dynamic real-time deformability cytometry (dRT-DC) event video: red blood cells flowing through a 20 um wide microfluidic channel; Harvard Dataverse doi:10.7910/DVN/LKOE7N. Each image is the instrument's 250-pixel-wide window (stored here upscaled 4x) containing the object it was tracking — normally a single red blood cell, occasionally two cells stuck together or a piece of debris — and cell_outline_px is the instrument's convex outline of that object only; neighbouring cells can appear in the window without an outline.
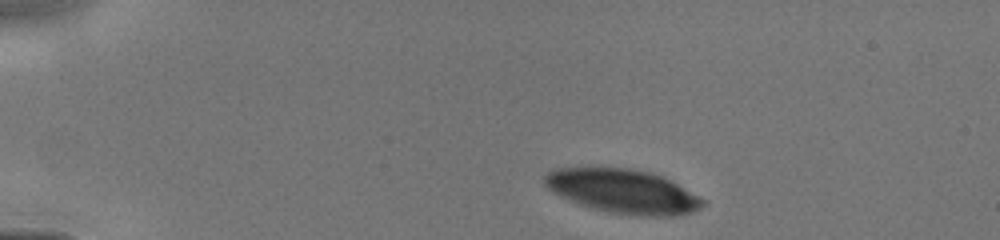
{"species": "human", "species_latin": "Homo sapiens", "temperature_condition": "cold", "stored_images_in_passage": 7, "camera_frame_rate_fps": 3000, "um_per_image_px": 0.085, "donor": {"sex": "male"}, "frame": {"image": 1, "passage_image": 1, "time_ms": 0.0, "image_size_px": [1000, 240], "cell_outline_px": [[704, 204], [700, 208], [692, 212], [676, 216], [636, 216], [612, 212], [592, 208], [580, 204], [560, 196], [552, 192], [544, 184], [544, 176], [552, 168], [628, 168], [648, 172], [660, 176], [676, 184], [704, 200]], "centroid_in_image_um": [52.9, 16.26], "position_along_channel_um": 32.1, "area_um2": 40.06}}
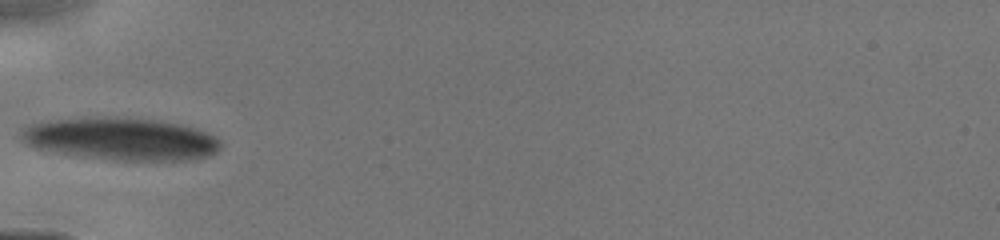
{"frame": {"image": 2, "passage_image": 5, "time_ms": 2.667, "image_size_px": [1000, 240], "cell_outline_px": [[220, 148], [216, 152], [208, 156], [188, 160], [120, 160], [84, 156], [36, 148], [20, 140], [20, 132], [24, 128], [32, 124], [52, 120], [112, 116], [160, 120], [180, 124], [204, 132], [220, 140]], "centroid_in_image_um": [10.29, 11.8], "position_along_channel_um": 74.7, "area_um2": 48.84}}
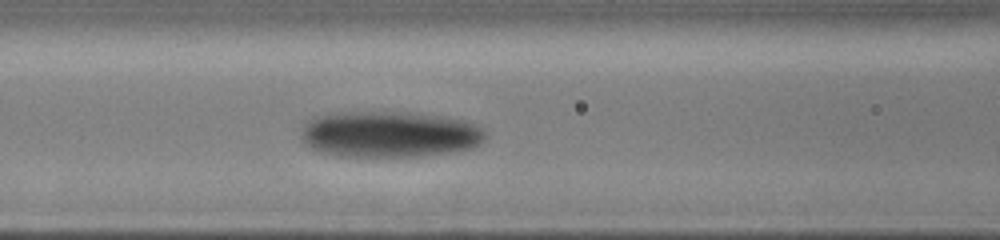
{"frame": {"image": 3, "passage_image": 7, "time_ms": 4.0, "image_size_px": [1000, 240], "cell_outline_px": [[484, 140], [468, 148], [448, 152], [420, 156], [336, 156], [320, 152], [304, 144], [300, 140], [300, 132], [304, 124], [308, 120], [316, 116], [340, 112], [408, 112], [444, 116], [464, 120], [480, 128], [484, 132]], "centroid_in_image_um": [33.0, 11.4], "position_along_channel_um": 133.6, "area_um2": 49.53}}